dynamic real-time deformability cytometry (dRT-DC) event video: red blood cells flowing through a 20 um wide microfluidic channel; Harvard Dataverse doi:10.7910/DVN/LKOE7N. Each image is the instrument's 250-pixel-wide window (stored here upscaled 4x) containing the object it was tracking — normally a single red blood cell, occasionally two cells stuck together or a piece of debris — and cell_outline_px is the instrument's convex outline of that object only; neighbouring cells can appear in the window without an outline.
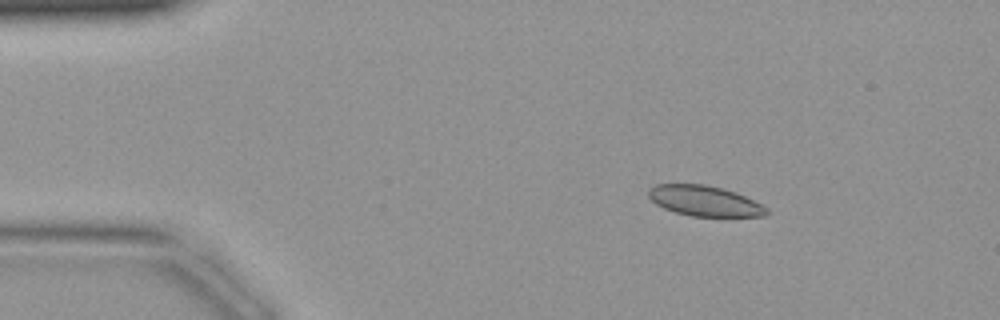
{"species": "common noctule bat (a hibernating species)", "species_latin": "Nyctalus noctula", "temperature_condition": "warm", "stored_images_in_passage": 41, "camera_frame_rate_fps": 3000, "um_per_image_px": 0.085, "animal": {"sex": "female", "body_mass_g": 19.9}, "frame": {"image": 1, "passage_image": 5, "time_ms": 1.333, "image_size_px": [1000, 320], "cell_outline_px": [[768, 212], [764, 216], [692, 216], [676, 212], [664, 208], [656, 204], [648, 196], [648, 188], [656, 184], [704, 184], [724, 188], [736, 192], [768, 208]], "centroid_in_image_um": [59.86, 17.06], "position_along_channel_um": 25.1, "area_um2": 20.81}}
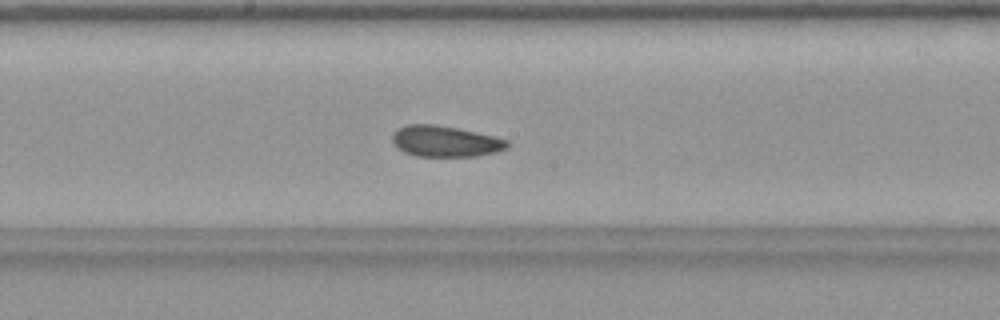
{"frame": {"image": 2, "passage_image": 21, "time_ms": 6.667, "image_size_px": [1000, 320], "cell_outline_px": [[508, 148], [496, 152], [476, 156], [416, 156], [404, 152], [396, 148], [392, 140], [392, 132], [396, 128], [408, 124], [436, 124], [496, 136], [508, 140]], "centroid_in_image_um": [37.82, 12.0], "position_along_channel_um": 210.4, "area_um2": 20.98}}
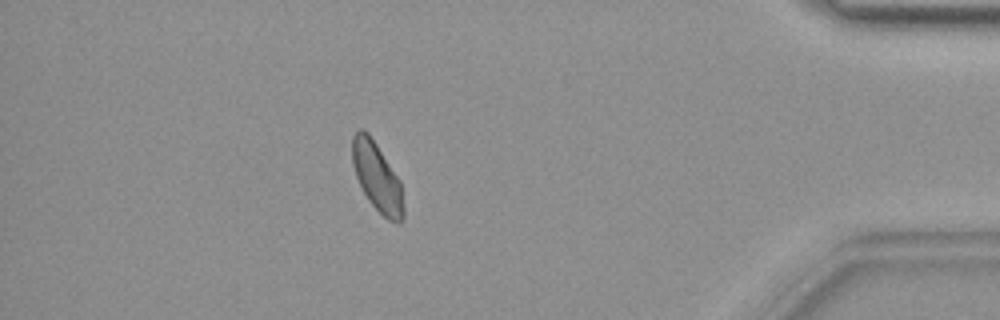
{"frame": {"image": 3, "passage_image": 36, "time_ms": 11.667, "image_size_px": [1000, 320], "cell_outline_px": [[404, 216], [400, 224], [396, 224], [388, 220], [368, 200], [356, 176], [352, 164], [352, 136], [360, 128], [364, 128], [368, 132], [400, 180], [404, 204]], "centroid_in_image_um": [32.06, 15.06], "position_along_channel_um": 403.1, "area_um2": 20.52}}